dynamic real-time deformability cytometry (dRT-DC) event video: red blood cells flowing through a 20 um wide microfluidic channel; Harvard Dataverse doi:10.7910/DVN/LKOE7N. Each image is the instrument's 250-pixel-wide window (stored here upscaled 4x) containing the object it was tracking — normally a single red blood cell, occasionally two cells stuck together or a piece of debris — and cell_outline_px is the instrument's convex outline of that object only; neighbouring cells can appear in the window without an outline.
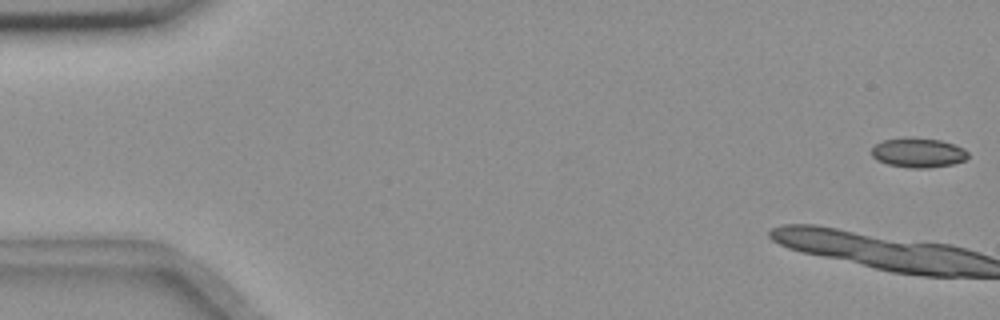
{"species": "common noctule bat (a hibernating species)", "species_latin": "Nyctalus noctula", "temperature_condition": "room temperature", "stored_images_in_passage": 6, "camera_frame_rate_fps": 3000, "um_per_image_px": 0.085, "animal": {"sex": "female", "body_mass_g": 18.4}, "frame": {"image": 1, "passage_image": 1, "time_ms": 0.0, "image_size_px": [1000, 320], "cell_outline_px": [[968, 156], [964, 160], [952, 164], [928, 168], [912, 168], [888, 164], [876, 160], [872, 156], [872, 148], [876, 144], [884, 140], [912, 136], [940, 140], [964, 148], [968, 152]], "centroid_in_image_um": [78.04, 12.97], "position_along_channel_um": 7.0, "area_um2": 16.65}}